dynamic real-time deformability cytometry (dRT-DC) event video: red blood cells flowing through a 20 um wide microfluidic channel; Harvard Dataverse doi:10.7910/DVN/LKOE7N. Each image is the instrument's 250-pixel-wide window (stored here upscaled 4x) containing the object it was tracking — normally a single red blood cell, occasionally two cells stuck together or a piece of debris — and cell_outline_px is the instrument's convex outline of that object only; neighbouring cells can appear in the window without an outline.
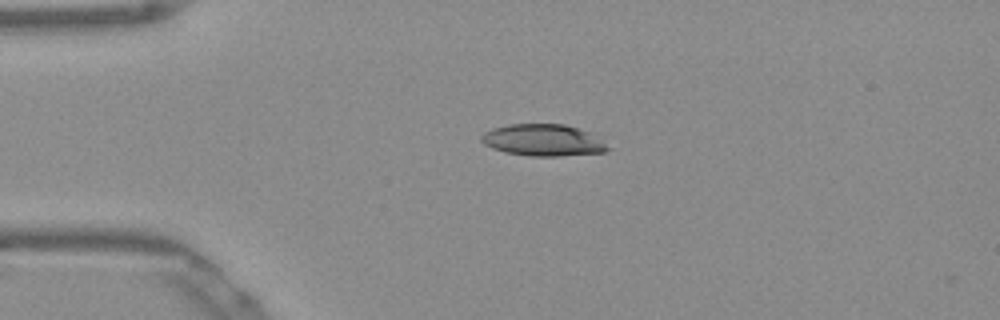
{"species": "Egyptian fruit bat (a non-hibernating species)", "species_latin": "Rousettus aegyptiacus", "temperature_condition": "warm", "stored_images_in_passage": 41, "camera_frame_rate_fps": 3000, "um_per_image_px": 0.085, "frame": {"image": 1, "passage_image": 1, "time_ms": 0.0, "image_size_px": [1000, 320], "cell_outline_px": [[612, 148], [604, 152], [560, 156], [528, 156], [504, 152], [492, 148], [484, 144], [480, 140], [480, 136], [484, 132], [492, 128], [508, 124], [564, 124], [588, 132]], "centroid_in_image_um": [46.11, 11.92], "position_along_channel_um": 38.9, "area_um2": 23.35}}
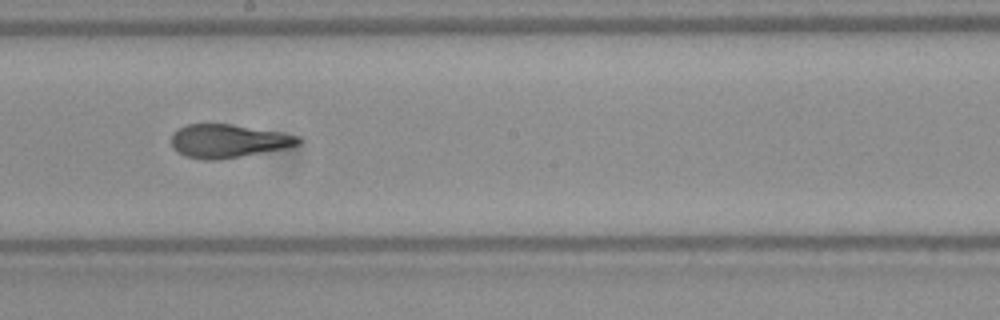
{"frame": {"image": 2, "passage_image": 18, "time_ms": 5.667, "image_size_px": [1000, 320], "cell_outline_px": [[300, 144], [288, 148], [216, 160], [204, 160], [184, 156], [176, 152], [172, 148], [172, 132], [188, 124], [232, 124], [276, 132], [296, 136], [300, 140]], "centroid_in_image_um": [19.33, 12.0], "position_along_channel_um": 228.9, "area_um2": 24.45}}
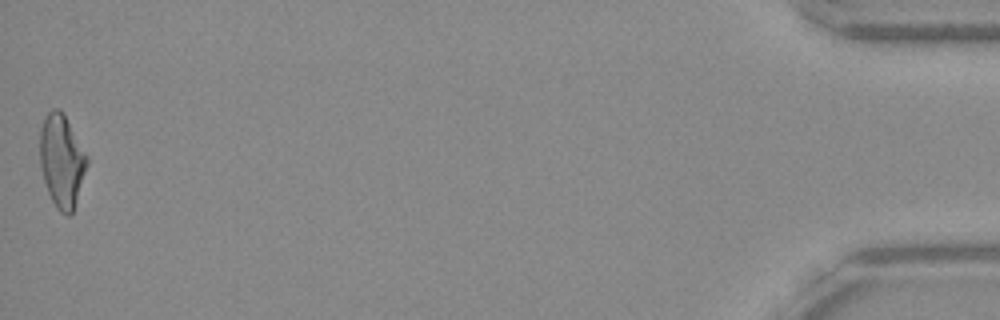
{"frame": {"image": 3, "passage_image": 41, "time_ms": 13.333, "image_size_px": [1000, 320], "cell_outline_px": [[88, 164], [72, 212], [68, 216], [60, 212], [56, 208], [48, 192], [44, 180], [40, 164], [40, 128], [44, 116], [52, 108], [60, 108], [88, 156]], "centroid_in_image_um": [5.24, 13.65], "position_along_channel_um": 430.0, "area_um2": 25.32}, "authors_computed_cell_mechanics": {"area_um2": 24.7384, "velocity_mm_per_s": 3.8864, "shape_relaxation_time_tau1_ms": 7.092, "shape_relaxation_time_tau2_ms": 1.5398, "deformation_change_tau1": 0.2314, "deformation_change_tau2": 0.1019}}